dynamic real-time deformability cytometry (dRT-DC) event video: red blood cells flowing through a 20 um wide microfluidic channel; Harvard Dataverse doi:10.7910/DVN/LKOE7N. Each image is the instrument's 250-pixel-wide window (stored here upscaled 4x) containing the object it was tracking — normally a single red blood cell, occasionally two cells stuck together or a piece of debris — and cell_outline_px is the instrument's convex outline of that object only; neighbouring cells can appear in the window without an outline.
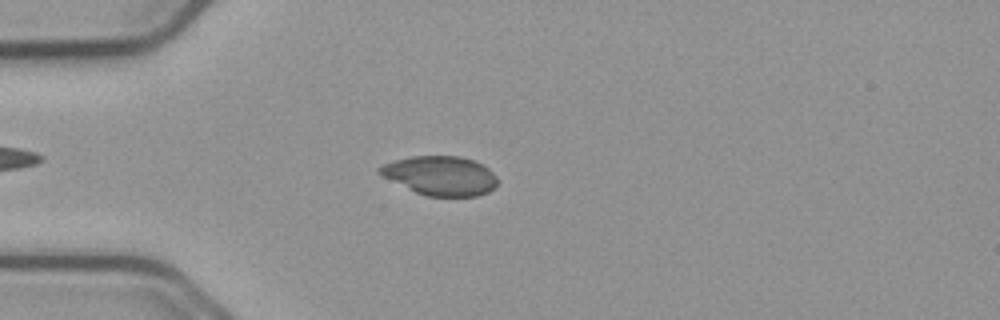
{"species": "common noctule bat (a hibernating species)", "species_latin": "Nyctalus noctula", "temperature_condition": "cold", "stored_images_in_passage": 55, "camera_frame_rate_fps": 3000, "um_per_image_px": 0.085, "animal": {"sex": "male", "body_mass_g": 23.1, "forearm_length_mm": 52.7}, "frame": {"image": 1, "passage_image": 15, "time_ms": 4.667, "image_size_px": [1000, 320], "cell_outline_px": [[500, 180], [496, 188], [488, 192], [476, 196], [424, 196], [376, 172], [376, 168], [384, 164], [396, 160], [412, 156], [460, 156], [472, 160], [488, 168]], "centroid_in_image_um": [37.48, 14.94], "position_along_channel_um": 47.5, "area_um2": 26.82}}
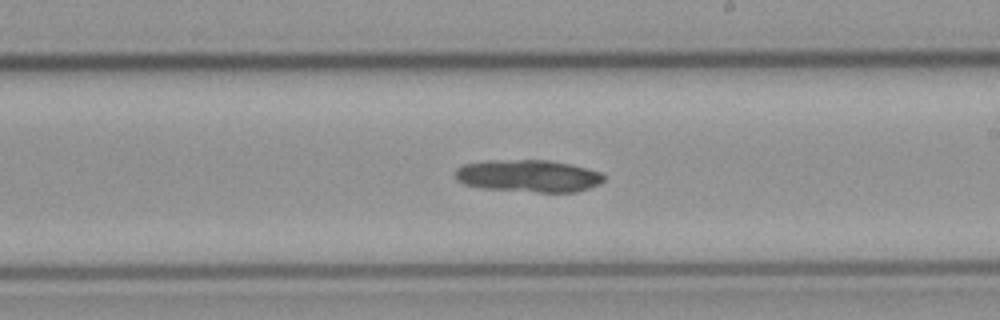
{"frame": {"image": 2, "passage_image": 32, "time_ms": 10.333, "image_size_px": [1000, 320], "cell_outline_px": [[604, 180], [600, 184], [576, 192], [536, 192], [484, 188], [464, 184], [456, 180], [456, 168], [464, 164], [488, 160], [548, 160], [568, 164], [600, 172], [604, 176]], "centroid_in_image_um": [44.9, 14.95], "position_along_channel_um": 244.1, "area_um2": 27.8}}
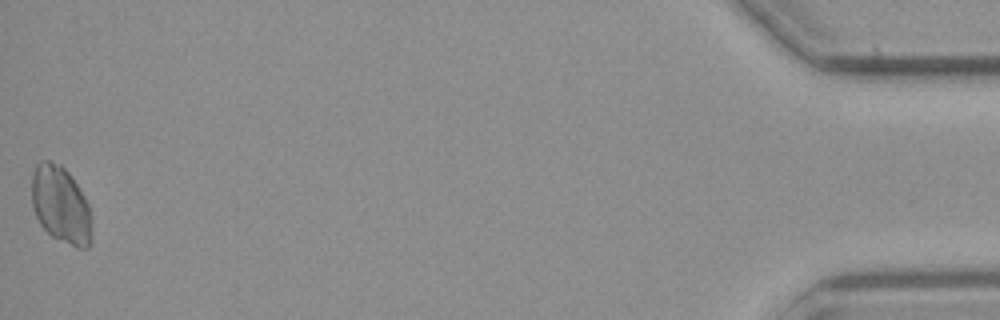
{"frame": {"image": 3, "passage_image": 55, "time_ms": 18.0, "image_size_px": [1000, 320], "cell_outline_px": [[88, 248], [76, 248], [52, 236], [40, 224], [36, 216], [32, 204], [32, 172], [36, 164], [40, 160], [48, 160], [60, 164], [72, 176], [88, 204]], "centroid_in_image_um": [5.09, 17.35], "position_along_channel_um": 430.1, "area_um2": 26.3}}